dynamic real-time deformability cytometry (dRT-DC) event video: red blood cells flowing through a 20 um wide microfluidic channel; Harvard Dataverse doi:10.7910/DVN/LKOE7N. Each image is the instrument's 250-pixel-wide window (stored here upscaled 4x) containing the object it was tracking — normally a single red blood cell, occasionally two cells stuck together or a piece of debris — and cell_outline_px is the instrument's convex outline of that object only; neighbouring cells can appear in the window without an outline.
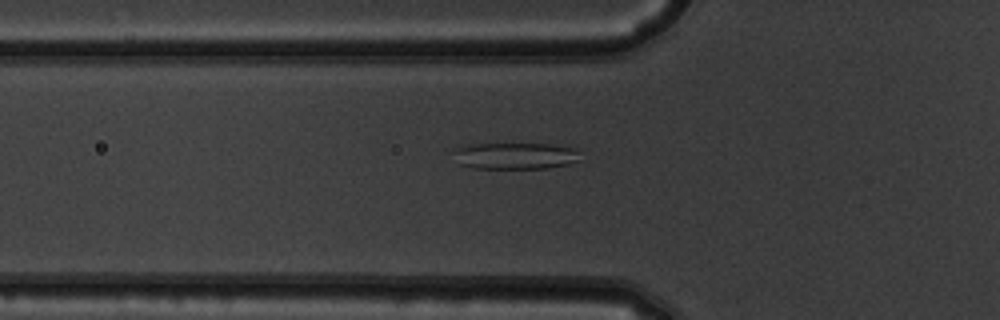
{"species": "common noctule bat (a hibernating species)", "species_latin": "Nyctalus noctula", "temperature_condition": "warm", "stored_images_in_passage": 50, "camera_frame_rate_fps": 3000, "um_per_image_px": 0.085, "animal": {"sex": "male", "body_mass_g": 19.5, "forearm_length_mm": 54.6}, "frame": {"image": 1, "passage_image": 17, "time_ms": 5.333, "image_size_px": [1000, 320], "cell_outline_px": [[580, 160], [568, 164], [548, 168], [476, 168], [460, 164], [452, 152], [452, 148], [460, 144], [548, 144], [576, 148]], "centroid_in_image_um": [43.74, 13.23], "position_along_channel_um": 82.1, "area_um2": 19.77}}
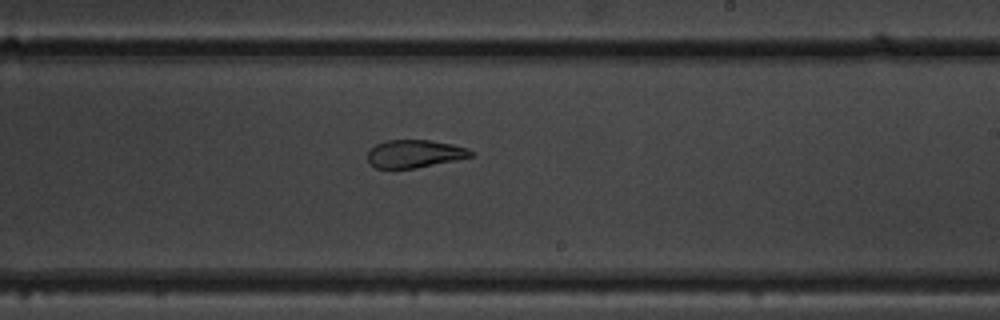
{"frame": {"image": 2, "passage_image": 30, "time_ms": 9.667, "image_size_px": [1000, 320], "cell_outline_px": [[472, 156], [456, 160], [416, 168], [376, 168], [368, 164], [368, 152], [376, 144], [384, 140], [428, 140], [452, 144], [468, 148], [472, 152]], "centroid_in_image_um": [35.21, 13.07], "position_along_channel_um": 253.8, "area_um2": 16.7}}
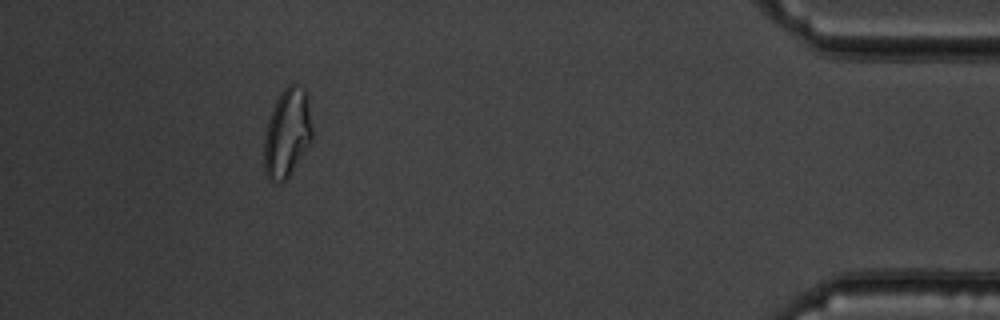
{"frame": {"image": 3, "passage_image": 46, "time_ms": 15.0, "image_size_px": [1000, 320], "cell_outline_px": [[312, 140], [288, 176], [280, 184], [272, 180], [264, 172], [264, 136], [268, 120], [276, 100], [280, 92], [288, 84], [296, 84], [304, 88], [308, 96], [312, 124]], "centroid_in_image_um": [24.41, 11.27], "position_along_channel_um": 410.8, "area_um2": 24.91}, "authors_computed_cell_mechanics": {"area_um2": 22.6576, "velocity_mm_per_s": 3.9511, "shape_relaxation_time_tau1_ms": null, "shape_relaxation_time_tau2_ms": 2.3859, "deformation_change_tau1": null, "deformation_change_tau2": 0.0973}}